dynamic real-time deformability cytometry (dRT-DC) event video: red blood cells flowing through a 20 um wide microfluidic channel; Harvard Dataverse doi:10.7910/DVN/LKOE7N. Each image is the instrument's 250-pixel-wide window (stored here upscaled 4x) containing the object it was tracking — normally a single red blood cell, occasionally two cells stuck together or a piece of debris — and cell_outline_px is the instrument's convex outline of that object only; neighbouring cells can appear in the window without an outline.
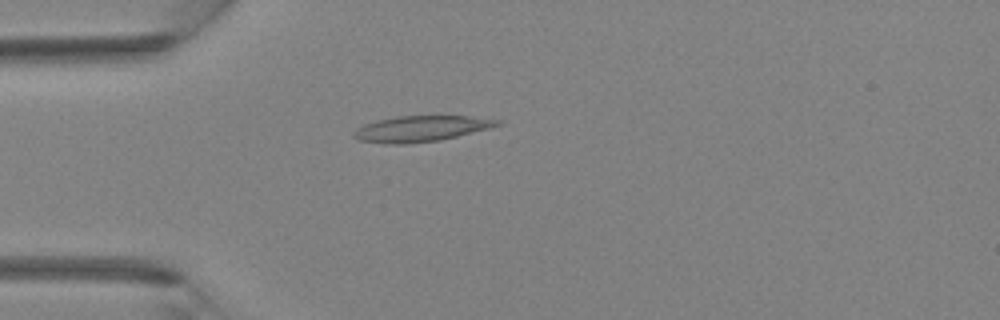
{"species": "Egyptian fruit bat (a non-hibernating species)", "species_latin": "Rousettus aegyptiacus", "temperature_condition": "room temperature", "stored_images_in_passage": 40, "camera_frame_rate_fps": 3000, "um_per_image_px": 0.085, "animal": {"sex": "female"}, "frame": {"image": 1, "passage_image": 11, "time_ms": 3.333, "image_size_px": [1000, 320], "cell_outline_px": [[504, 124], [440, 140], [404, 144], [384, 144], [360, 140], [352, 136], [352, 132], [356, 128], [364, 124], [376, 120], [396, 116], [468, 116], [504, 120]], "centroid_in_image_um": [35.76, 10.93], "position_along_channel_um": 49.2, "area_um2": 21.68}}
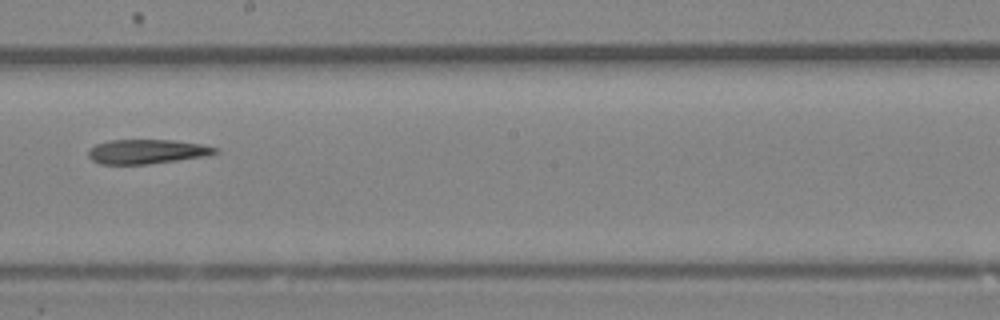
{"frame": {"image": 2, "passage_image": 23, "time_ms": 7.333, "image_size_px": [1000, 320], "cell_outline_px": [[220, 152], [208, 156], [148, 164], [100, 164], [92, 160], [88, 156], [88, 152], [96, 144], [108, 140], [172, 140], [204, 144], [216, 148]], "centroid_in_image_um": [12.52, 12.88], "position_along_channel_um": 235.7, "area_um2": 18.09}}
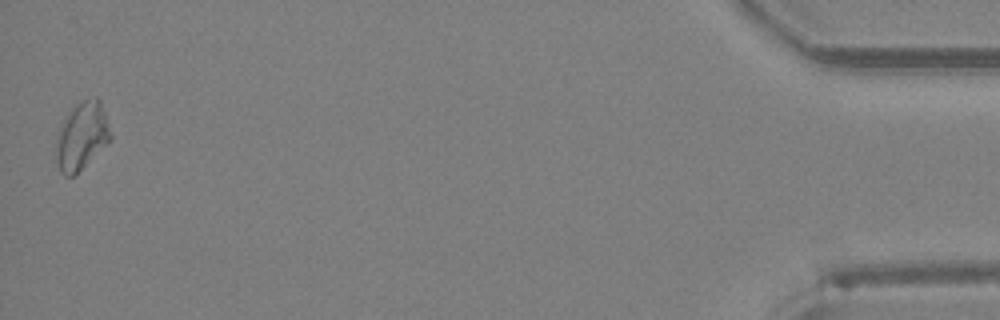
{"frame": {"image": 3, "passage_image": 40, "time_ms": 13.0, "image_size_px": [1000, 320], "cell_outline_px": [[112, 136], [108, 144], [72, 176], [64, 176], [60, 172], [56, 160], [56, 140], [60, 128], [68, 112], [76, 104], [84, 100], [96, 96], [100, 100]], "centroid_in_image_um": [6.95, 11.56], "position_along_channel_um": 428.3, "area_um2": 21.15}}